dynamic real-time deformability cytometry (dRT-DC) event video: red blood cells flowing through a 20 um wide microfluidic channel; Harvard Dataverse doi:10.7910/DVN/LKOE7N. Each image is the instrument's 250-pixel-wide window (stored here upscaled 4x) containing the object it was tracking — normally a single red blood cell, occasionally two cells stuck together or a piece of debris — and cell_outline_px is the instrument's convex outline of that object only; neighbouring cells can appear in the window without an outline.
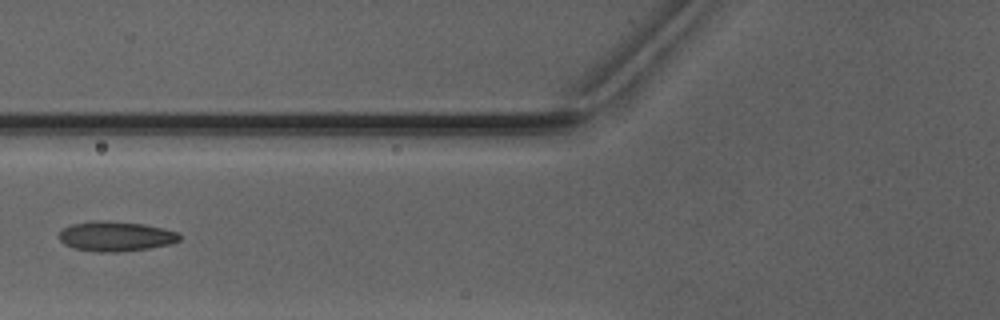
{"species": "Egyptian fruit bat (a non-hibernating species)", "species_latin": "Rousettus aegyptiacus", "temperature_condition": "warm", "stored_images_in_passage": 7, "camera_frame_rate_fps": 3000, "um_per_image_px": 0.085, "animal": {"sex": "male"}, "frame": {"image": 1, "passage_image": 6, "time_ms": 6.0, "image_size_px": [1000, 320], "cell_outline_px": [[180, 240], [172, 244], [148, 248], [116, 252], [104, 252], [76, 248], [64, 244], [60, 240], [60, 232], [64, 228], [72, 224], [92, 220], [104, 220], [144, 224], [180, 232]], "centroid_in_image_um": [9.88, 20.07], "position_along_channel_um": 115.9, "area_um2": 20.87}}
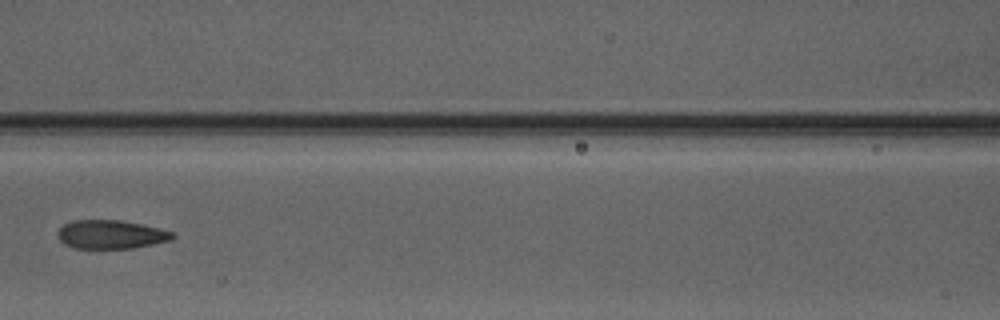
{"frame": {"image": 2, "passage_image": 7, "time_ms": 7.0, "image_size_px": [1000, 320], "cell_outline_px": [[176, 236], [172, 240], [132, 248], [76, 248], [64, 244], [56, 236], [56, 232], [64, 224], [72, 220], [120, 220], [160, 228], [172, 232]], "centroid_in_image_um": [9.41, 19.92], "position_along_channel_um": 157.2, "area_um2": 19.19}}